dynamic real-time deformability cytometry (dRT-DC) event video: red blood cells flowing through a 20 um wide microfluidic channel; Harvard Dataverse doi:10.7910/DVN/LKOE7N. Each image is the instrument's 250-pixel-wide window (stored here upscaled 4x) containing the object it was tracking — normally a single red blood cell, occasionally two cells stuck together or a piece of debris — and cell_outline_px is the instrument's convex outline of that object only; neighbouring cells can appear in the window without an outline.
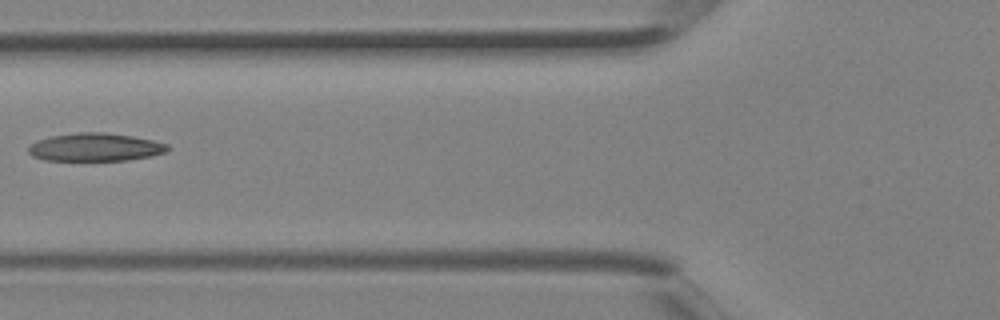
{"species": "Egyptian fruit bat (a non-hibernating species)", "species_latin": "Rousettus aegyptiacus", "temperature_condition": "room temperature", "stored_images_in_passage": 5, "camera_frame_rate_fps": 3000, "um_per_image_px": 0.085, "animal": {"sex": "female"}, "frame": {"image": 1, "passage_image": 5, "time_ms": 1.333, "image_size_px": [1000, 320], "cell_outline_px": [[168, 148], [164, 152], [152, 156], [128, 160], [44, 160], [32, 156], [28, 152], [28, 148], [36, 140], [52, 136], [76, 132], [104, 132], [132, 136], [152, 140], [168, 144]], "centroid_in_image_um": [8.07, 12.51], "position_along_channel_um": 117.7, "area_um2": 22.66}}